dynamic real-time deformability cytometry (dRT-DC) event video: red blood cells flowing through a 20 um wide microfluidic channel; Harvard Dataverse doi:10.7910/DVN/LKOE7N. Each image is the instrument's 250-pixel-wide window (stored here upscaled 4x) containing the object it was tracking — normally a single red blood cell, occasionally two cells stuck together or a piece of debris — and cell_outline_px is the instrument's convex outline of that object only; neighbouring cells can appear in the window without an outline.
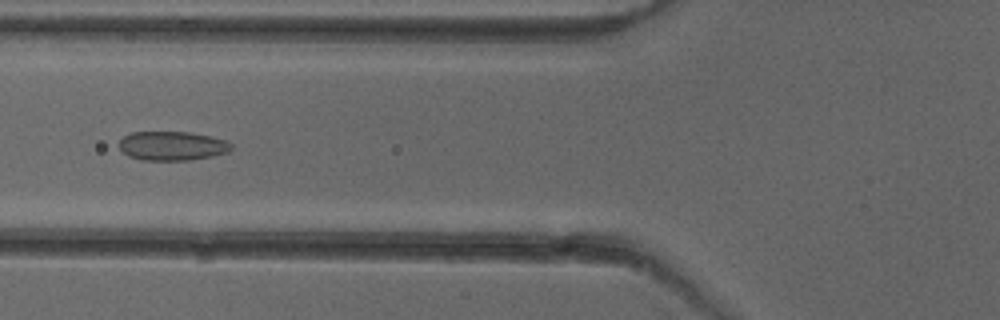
{"species": "common noctule bat (a hibernating species)", "species_latin": "Nyctalus noctula", "temperature_condition": "cold", "stored_images_in_passage": 51, "camera_frame_rate_fps": 3000, "um_per_image_px": 0.085, "animal": {"sex": "female"}, "frame": {"image": 1, "passage_image": 19, "time_ms": 6.0, "image_size_px": [1000, 320], "cell_outline_px": [[232, 148], [228, 152], [212, 156], [188, 160], [140, 160], [128, 156], [120, 148], [120, 140], [124, 136], [132, 132], [188, 132], [212, 136], [224, 140], [232, 144]], "centroid_in_image_um": [14.64, 12.4], "position_along_channel_um": 111.2, "area_um2": 18.96}}
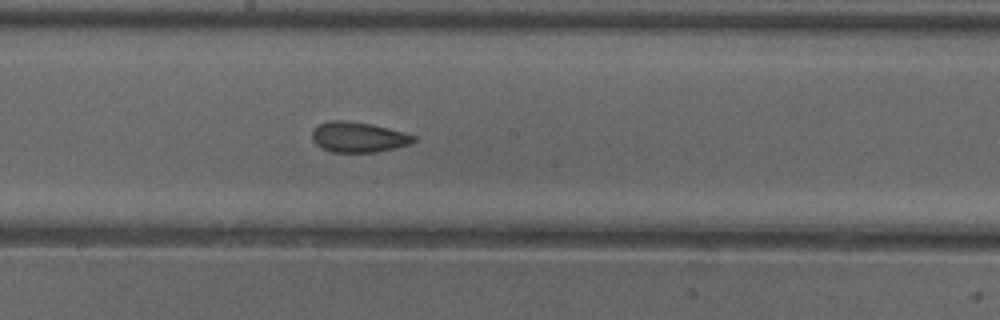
{"frame": {"image": 2, "passage_image": 27, "time_ms": 8.667, "image_size_px": [1000, 320], "cell_outline_px": [[416, 140], [408, 144], [396, 148], [376, 152], [332, 152], [316, 144], [312, 140], [312, 132], [320, 124], [328, 120], [344, 120], [372, 124], [404, 132], [416, 136]], "centroid_in_image_um": [30.47, 11.65], "position_along_channel_um": 217.7, "area_um2": 17.86}}
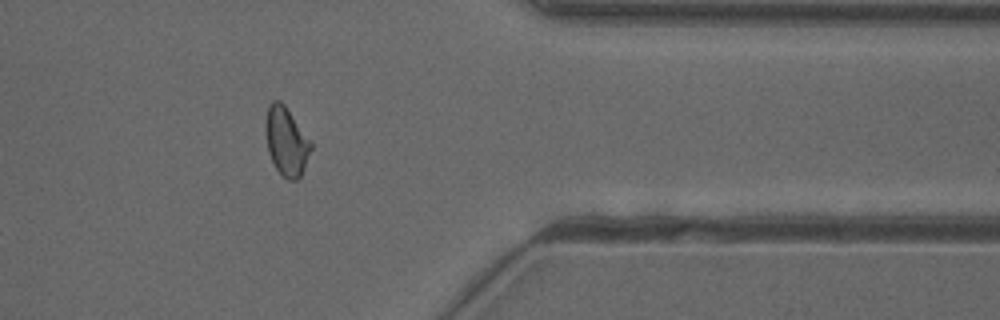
{"frame": {"image": 3, "passage_image": 41, "time_ms": 13.333, "image_size_px": [1000, 320], "cell_outline_px": [[312, 148], [300, 180], [288, 180], [276, 168], [268, 152], [264, 132], [264, 124], [268, 104], [272, 100], [280, 100], [284, 104], [312, 140]], "centroid_in_image_um": [24.34, 11.99], "position_along_channel_um": 387.1, "area_um2": 18.61}, "authors_computed_cell_mechanics": {"area_um2": 18.785, "velocity_mm_per_s": 3.9701, "shape_relaxation_time_tau1_ms": null, "shape_relaxation_time_tau2_ms": 2.3481, "deformation_change_tau1": null, "deformation_change_tau2": 0.0711}}